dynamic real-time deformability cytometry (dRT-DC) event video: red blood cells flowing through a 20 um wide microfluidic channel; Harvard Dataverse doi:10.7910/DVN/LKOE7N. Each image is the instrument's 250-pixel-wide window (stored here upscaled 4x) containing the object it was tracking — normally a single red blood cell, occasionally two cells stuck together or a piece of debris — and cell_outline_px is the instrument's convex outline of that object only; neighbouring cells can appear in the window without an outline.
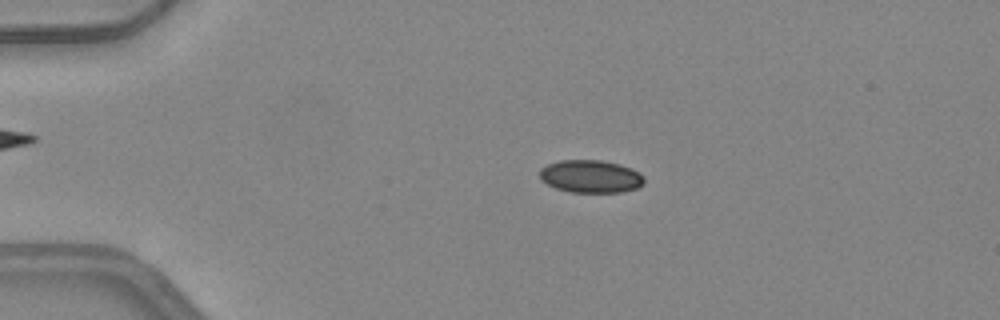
{"species": "common noctule bat (a hibernating species)", "species_latin": "Nyctalus noctula", "temperature_condition": "warm", "stored_images_in_passage": 15, "camera_frame_rate_fps": 3000, "um_per_image_px": 0.085, "animal": {"sex": "female", "body_mass_g": 24.6, "forearm_length_mm": 56.2}, "frame": {"image": 1, "passage_image": 7, "time_ms": 2.0, "image_size_px": [1000, 320], "cell_outline_px": [[644, 184], [636, 188], [620, 192], [572, 192], [556, 188], [540, 180], [540, 168], [548, 164], [560, 160], [600, 160], [620, 164], [632, 168], [640, 172], [644, 176]], "centroid_in_image_um": [50.22, 14.98], "position_along_channel_um": 34.8, "area_um2": 20.0}}